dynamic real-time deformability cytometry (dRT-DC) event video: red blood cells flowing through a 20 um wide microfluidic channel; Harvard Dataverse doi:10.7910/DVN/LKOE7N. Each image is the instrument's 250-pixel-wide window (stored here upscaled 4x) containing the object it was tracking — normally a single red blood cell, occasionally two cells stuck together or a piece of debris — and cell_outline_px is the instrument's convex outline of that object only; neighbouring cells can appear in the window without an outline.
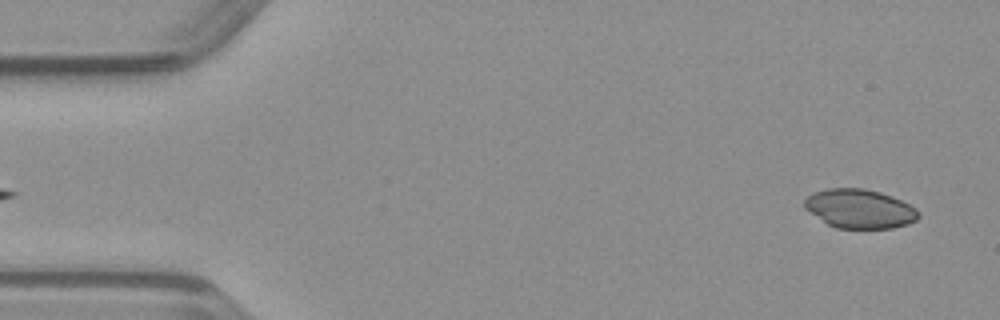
{"species": "common noctule bat (a hibernating species)", "species_latin": "Nyctalus noctula", "temperature_condition": "warm", "stored_images_in_passage": 47, "camera_frame_rate_fps": 3000, "um_per_image_px": 0.085, "animal": {"sex": "male", "body_mass_g": 23.1, "forearm_length_mm": 52.7}, "frame": {"image": 1, "passage_image": 2, "time_ms": 0.333, "image_size_px": [1000, 320], "cell_outline_px": [[920, 216], [916, 220], [908, 224], [892, 228], [836, 228], [828, 224], [804, 208], [804, 200], [812, 192], [828, 188], [864, 188], [880, 192], [900, 200], [916, 208], [920, 212]], "centroid_in_image_um": [73.07, 17.74], "position_along_channel_um": 11.9, "area_um2": 25.89}}
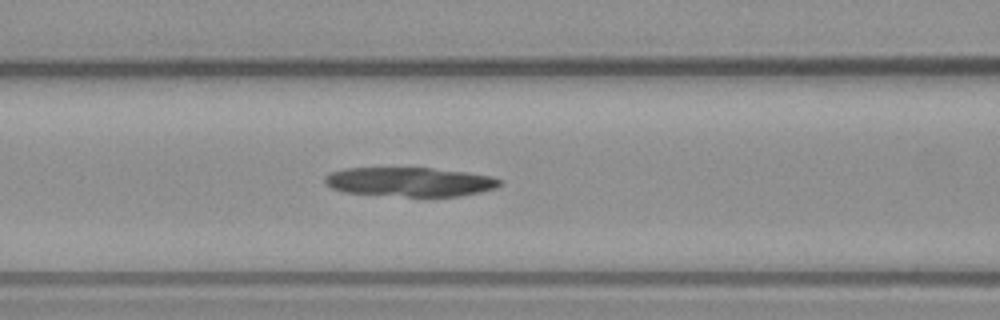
{"frame": {"image": 2, "passage_image": 19, "time_ms": 6.0, "image_size_px": [1000, 320], "cell_outline_px": [[504, 180], [496, 188], [480, 192], [460, 196], [404, 196], [344, 192], [332, 188], [324, 184], [324, 176], [328, 172], [344, 168], [432, 168], [468, 172], [492, 176]], "centroid_in_image_um": [34.83, 15.45], "position_along_channel_um": 131.8, "area_um2": 29.94}}
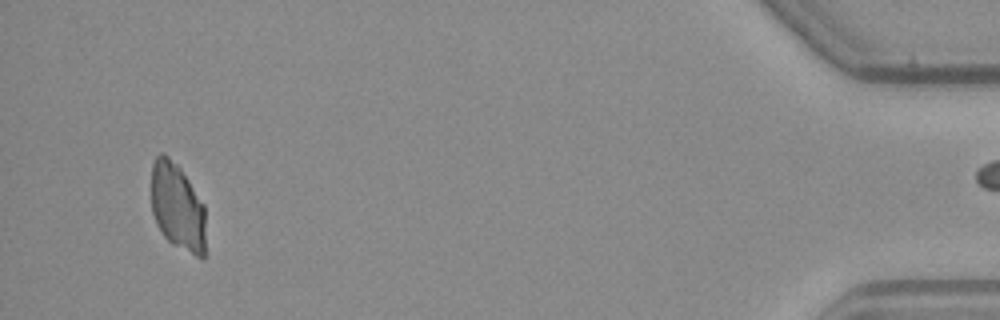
{"frame": {"image": 3, "passage_image": 46, "time_ms": 15.0, "image_size_px": [1000, 320], "cell_outline_px": [[204, 260], [200, 260], [172, 244], [164, 236], [156, 224], [152, 212], [152, 164], [156, 156], [160, 152], [164, 152], [180, 168], [204, 204]], "centroid_in_image_um": [15.08, 17.61], "position_along_channel_um": 420.1, "area_um2": 27.74}}